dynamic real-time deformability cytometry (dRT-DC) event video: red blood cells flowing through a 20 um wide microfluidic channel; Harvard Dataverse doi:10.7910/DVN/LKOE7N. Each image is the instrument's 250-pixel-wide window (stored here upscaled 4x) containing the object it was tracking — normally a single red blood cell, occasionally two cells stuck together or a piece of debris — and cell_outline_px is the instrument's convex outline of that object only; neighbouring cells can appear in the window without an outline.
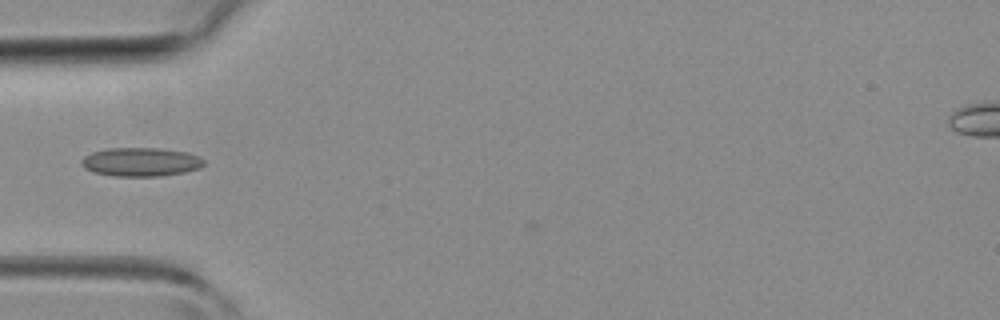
{"species": "common noctule bat (a hibernating species)", "species_latin": "Nyctalus noctula", "temperature_condition": "room temperature", "stored_images_in_passage": 3, "camera_frame_rate_fps": 3000, "um_per_image_px": 0.085, "animal": {"sex": "female", "body_mass_g": 19.3, "forearm_length_mm": 54.1}, "frame": {"image": 1, "passage_image": 2, "time_ms": 0.333, "image_size_px": [1000, 320], "cell_outline_px": [[204, 164], [200, 168], [184, 172], [156, 176], [112, 176], [92, 172], [84, 168], [80, 164], [80, 160], [84, 156], [92, 152], [108, 148], [160, 148], [188, 152], [200, 156], [204, 160]], "centroid_in_image_um": [11.95, 13.76], "position_along_channel_um": 73.1, "area_um2": 20.69}}